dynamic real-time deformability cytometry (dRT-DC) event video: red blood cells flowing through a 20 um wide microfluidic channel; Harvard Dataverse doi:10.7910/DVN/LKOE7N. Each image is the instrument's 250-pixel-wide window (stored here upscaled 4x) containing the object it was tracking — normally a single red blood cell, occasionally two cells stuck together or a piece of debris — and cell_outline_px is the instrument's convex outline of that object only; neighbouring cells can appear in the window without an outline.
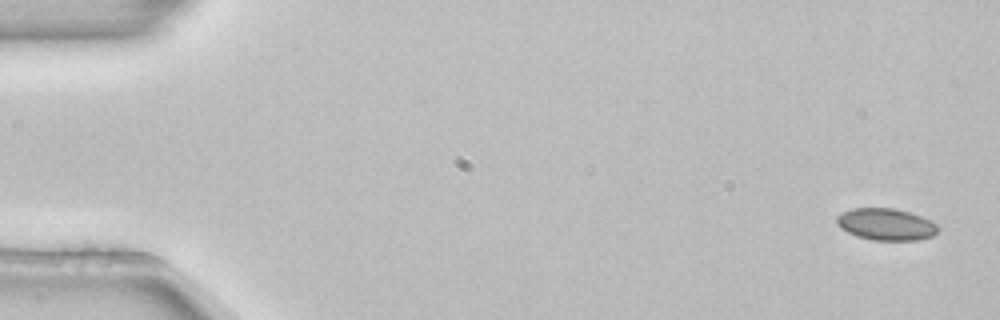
{"species": "common noctule bat (a hibernating species)", "species_latin": "Nyctalus noctula", "temperature_condition": "room temperature", "stored_images_in_passage": 4, "camera_frame_rate_fps": 3000, "um_per_image_px": 0.085, "animal": {"sex": "female", "body_mass_g": 22.7, "forearm_length_mm": 54.2}, "frame": {"image": 1, "passage_image": 1, "time_ms": 0.0, "image_size_px": [1000, 320], "cell_outline_px": [[936, 232], [932, 236], [916, 240], [872, 240], [856, 236], [840, 228], [836, 224], [836, 216], [852, 208], [896, 208], [932, 220], [936, 224]], "centroid_in_image_um": [75.27, 19.06], "position_along_channel_um": 9.7, "area_um2": 18.73}}
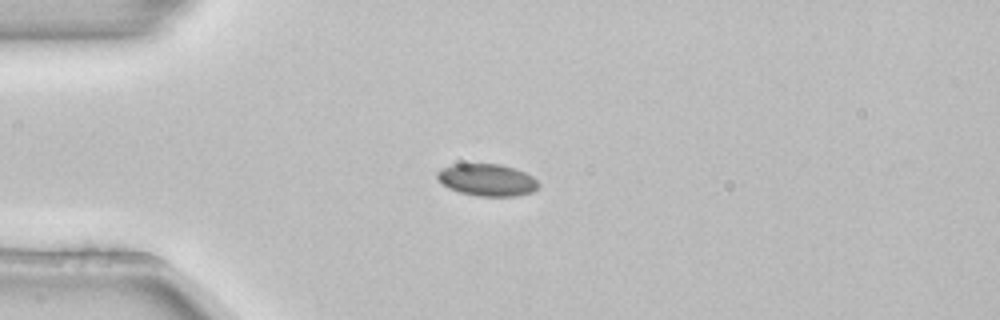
{"frame": {"image": 2, "passage_image": 4, "time_ms": 1.0, "image_size_px": [1000, 320], "cell_outline_px": [[540, 184], [532, 192], [516, 196], [476, 196], [460, 192], [448, 188], [436, 176], [436, 172], [440, 168], [452, 164], [500, 164], [524, 172], [532, 176]], "centroid_in_image_um": [41.38, 15.29], "position_along_channel_um": 43.6, "area_um2": 18.84}}